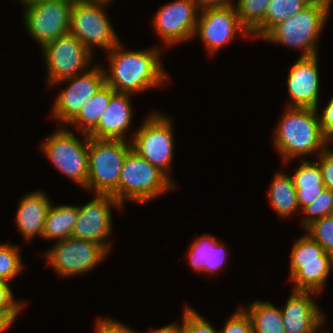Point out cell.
Returning <instances> with one entry per match:
<instances>
[{
	"instance_id": "obj_1",
	"label": "cell",
	"mask_w": 333,
	"mask_h": 333,
	"mask_svg": "<svg viewBox=\"0 0 333 333\" xmlns=\"http://www.w3.org/2000/svg\"><path fill=\"white\" fill-rule=\"evenodd\" d=\"M160 52L156 47L128 51L119 42L107 53L110 68H103L105 84L117 93L129 94L164 86L169 76L162 65Z\"/></svg>"
},
{
	"instance_id": "obj_2",
	"label": "cell",
	"mask_w": 333,
	"mask_h": 333,
	"mask_svg": "<svg viewBox=\"0 0 333 333\" xmlns=\"http://www.w3.org/2000/svg\"><path fill=\"white\" fill-rule=\"evenodd\" d=\"M284 112L275 129L274 147L285 164L296 157L318 156L328 146L320 127L319 110L286 106Z\"/></svg>"
},
{
	"instance_id": "obj_3",
	"label": "cell",
	"mask_w": 333,
	"mask_h": 333,
	"mask_svg": "<svg viewBox=\"0 0 333 333\" xmlns=\"http://www.w3.org/2000/svg\"><path fill=\"white\" fill-rule=\"evenodd\" d=\"M331 4L314 0L292 17L275 25L261 40L302 50L300 57L318 55L317 41L328 20Z\"/></svg>"
},
{
	"instance_id": "obj_4",
	"label": "cell",
	"mask_w": 333,
	"mask_h": 333,
	"mask_svg": "<svg viewBox=\"0 0 333 333\" xmlns=\"http://www.w3.org/2000/svg\"><path fill=\"white\" fill-rule=\"evenodd\" d=\"M131 150L130 141L89 137L86 189L94 190V194L112 195L119 202L121 169Z\"/></svg>"
},
{
	"instance_id": "obj_5",
	"label": "cell",
	"mask_w": 333,
	"mask_h": 333,
	"mask_svg": "<svg viewBox=\"0 0 333 333\" xmlns=\"http://www.w3.org/2000/svg\"><path fill=\"white\" fill-rule=\"evenodd\" d=\"M290 258L292 290L321 293L333 268V256L306 233L294 243Z\"/></svg>"
},
{
	"instance_id": "obj_6",
	"label": "cell",
	"mask_w": 333,
	"mask_h": 333,
	"mask_svg": "<svg viewBox=\"0 0 333 333\" xmlns=\"http://www.w3.org/2000/svg\"><path fill=\"white\" fill-rule=\"evenodd\" d=\"M177 187L164 173L131 150L121 169L119 203L123 206L125 200H129L143 204Z\"/></svg>"
},
{
	"instance_id": "obj_7",
	"label": "cell",
	"mask_w": 333,
	"mask_h": 333,
	"mask_svg": "<svg viewBox=\"0 0 333 333\" xmlns=\"http://www.w3.org/2000/svg\"><path fill=\"white\" fill-rule=\"evenodd\" d=\"M170 116L159 112L148 115L142 126L128 138L132 150L164 173L172 182L168 173L173 161L174 134Z\"/></svg>"
},
{
	"instance_id": "obj_8",
	"label": "cell",
	"mask_w": 333,
	"mask_h": 333,
	"mask_svg": "<svg viewBox=\"0 0 333 333\" xmlns=\"http://www.w3.org/2000/svg\"><path fill=\"white\" fill-rule=\"evenodd\" d=\"M58 128L41 143V150L54 167L85 189L88 180L89 136L82 133L84 140L81 141L64 125Z\"/></svg>"
},
{
	"instance_id": "obj_9",
	"label": "cell",
	"mask_w": 333,
	"mask_h": 333,
	"mask_svg": "<svg viewBox=\"0 0 333 333\" xmlns=\"http://www.w3.org/2000/svg\"><path fill=\"white\" fill-rule=\"evenodd\" d=\"M106 4L80 1L72 5L69 33L92 53L95 47L110 51L120 39L105 12Z\"/></svg>"
},
{
	"instance_id": "obj_10",
	"label": "cell",
	"mask_w": 333,
	"mask_h": 333,
	"mask_svg": "<svg viewBox=\"0 0 333 333\" xmlns=\"http://www.w3.org/2000/svg\"><path fill=\"white\" fill-rule=\"evenodd\" d=\"M41 48L49 86L79 75L91 67L93 53L71 33L62 35Z\"/></svg>"
},
{
	"instance_id": "obj_11",
	"label": "cell",
	"mask_w": 333,
	"mask_h": 333,
	"mask_svg": "<svg viewBox=\"0 0 333 333\" xmlns=\"http://www.w3.org/2000/svg\"><path fill=\"white\" fill-rule=\"evenodd\" d=\"M108 254L101 244L70 236L44 252V258L57 275L73 277L90 272Z\"/></svg>"
},
{
	"instance_id": "obj_12",
	"label": "cell",
	"mask_w": 333,
	"mask_h": 333,
	"mask_svg": "<svg viewBox=\"0 0 333 333\" xmlns=\"http://www.w3.org/2000/svg\"><path fill=\"white\" fill-rule=\"evenodd\" d=\"M24 4L23 22L40 47L69 33L73 4L64 1L19 0Z\"/></svg>"
},
{
	"instance_id": "obj_13",
	"label": "cell",
	"mask_w": 333,
	"mask_h": 333,
	"mask_svg": "<svg viewBox=\"0 0 333 333\" xmlns=\"http://www.w3.org/2000/svg\"><path fill=\"white\" fill-rule=\"evenodd\" d=\"M237 34L252 38L250 32L241 24L233 3L201 10L193 38L199 35L207 51L214 55L225 44L233 41Z\"/></svg>"
},
{
	"instance_id": "obj_14",
	"label": "cell",
	"mask_w": 333,
	"mask_h": 333,
	"mask_svg": "<svg viewBox=\"0 0 333 333\" xmlns=\"http://www.w3.org/2000/svg\"><path fill=\"white\" fill-rule=\"evenodd\" d=\"M71 82L58 94L51 108L53 119L64 126L78 114L82 106L105 84L103 67L94 65L88 71L61 80L53 86ZM61 121V122H60Z\"/></svg>"
},
{
	"instance_id": "obj_15",
	"label": "cell",
	"mask_w": 333,
	"mask_h": 333,
	"mask_svg": "<svg viewBox=\"0 0 333 333\" xmlns=\"http://www.w3.org/2000/svg\"><path fill=\"white\" fill-rule=\"evenodd\" d=\"M112 207L122 209V205L109 194H96L93 200L78 206V218L71 236L101 244L110 252L109 236L113 231Z\"/></svg>"
},
{
	"instance_id": "obj_16",
	"label": "cell",
	"mask_w": 333,
	"mask_h": 333,
	"mask_svg": "<svg viewBox=\"0 0 333 333\" xmlns=\"http://www.w3.org/2000/svg\"><path fill=\"white\" fill-rule=\"evenodd\" d=\"M200 10L192 0H174L159 8L153 17V28L163 46L193 39Z\"/></svg>"
},
{
	"instance_id": "obj_17",
	"label": "cell",
	"mask_w": 333,
	"mask_h": 333,
	"mask_svg": "<svg viewBox=\"0 0 333 333\" xmlns=\"http://www.w3.org/2000/svg\"><path fill=\"white\" fill-rule=\"evenodd\" d=\"M318 55L298 57L287 75L288 107H309L318 109L320 79Z\"/></svg>"
},
{
	"instance_id": "obj_18",
	"label": "cell",
	"mask_w": 333,
	"mask_h": 333,
	"mask_svg": "<svg viewBox=\"0 0 333 333\" xmlns=\"http://www.w3.org/2000/svg\"><path fill=\"white\" fill-rule=\"evenodd\" d=\"M292 291L286 304L281 309L285 332L318 333L326 317L313 298V294L317 293Z\"/></svg>"
},
{
	"instance_id": "obj_19",
	"label": "cell",
	"mask_w": 333,
	"mask_h": 333,
	"mask_svg": "<svg viewBox=\"0 0 333 333\" xmlns=\"http://www.w3.org/2000/svg\"><path fill=\"white\" fill-rule=\"evenodd\" d=\"M130 97L129 93L115 92L97 126L88 136L96 139L127 140L125 132L129 131L133 118Z\"/></svg>"
},
{
	"instance_id": "obj_20",
	"label": "cell",
	"mask_w": 333,
	"mask_h": 333,
	"mask_svg": "<svg viewBox=\"0 0 333 333\" xmlns=\"http://www.w3.org/2000/svg\"><path fill=\"white\" fill-rule=\"evenodd\" d=\"M51 200L45 192L32 191L27 193L19 202L16 212V226L27 241L30 242L36 235L42 237L44 223Z\"/></svg>"
},
{
	"instance_id": "obj_21",
	"label": "cell",
	"mask_w": 333,
	"mask_h": 333,
	"mask_svg": "<svg viewBox=\"0 0 333 333\" xmlns=\"http://www.w3.org/2000/svg\"><path fill=\"white\" fill-rule=\"evenodd\" d=\"M223 243L209 234L197 237L189 247V266L199 273L209 272V275L218 273L228 258Z\"/></svg>"
},
{
	"instance_id": "obj_22",
	"label": "cell",
	"mask_w": 333,
	"mask_h": 333,
	"mask_svg": "<svg viewBox=\"0 0 333 333\" xmlns=\"http://www.w3.org/2000/svg\"><path fill=\"white\" fill-rule=\"evenodd\" d=\"M301 164L293 171V182L296 188L297 202L302 210L314 202L325 190L322 171L319 163L301 160Z\"/></svg>"
},
{
	"instance_id": "obj_23",
	"label": "cell",
	"mask_w": 333,
	"mask_h": 333,
	"mask_svg": "<svg viewBox=\"0 0 333 333\" xmlns=\"http://www.w3.org/2000/svg\"><path fill=\"white\" fill-rule=\"evenodd\" d=\"M269 188L268 199L279 218H288L298 210L301 211L291 175L283 171L277 172Z\"/></svg>"
},
{
	"instance_id": "obj_24",
	"label": "cell",
	"mask_w": 333,
	"mask_h": 333,
	"mask_svg": "<svg viewBox=\"0 0 333 333\" xmlns=\"http://www.w3.org/2000/svg\"><path fill=\"white\" fill-rule=\"evenodd\" d=\"M114 93L111 86L104 84L67 125L77 127L81 133L88 135L97 126Z\"/></svg>"
},
{
	"instance_id": "obj_25",
	"label": "cell",
	"mask_w": 333,
	"mask_h": 333,
	"mask_svg": "<svg viewBox=\"0 0 333 333\" xmlns=\"http://www.w3.org/2000/svg\"><path fill=\"white\" fill-rule=\"evenodd\" d=\"M78 218V207L69 205H56L49 208L42 237L48 240L61 241L69 238L73 233Z\"/></svg>"
},
{
	"instance_id": "obj_26",
	"label": "cell",
	"mask_w": 333,
	"mask_h": 333,
	"mask_svg": "<svg viewBox=\"0 0 333 333\" xmlns=\"http://www.w3.org/2000/svg\"><path fill=\"white\" fill-rule=\"evenodd\" d=\"M314 0H271L265 11L264 22L251 34L260 40L278 23L302 11Z\"/></svg>"
},
{
	"instance_id": "obj_27",
	"label": "cell",
	"mask_w": 333,
	"mask_h": 333,
	"mask_svg": "<svg viewBox=\"0 0 333 333\" xmlns=\"http://www.w3.org/2000/svg\"><path fill=\"white\" fill-rule=\"evenodd\" d=\"M244 309L251 318L254 333H286L280 307L257 300Z\"/></svg>"
},
{
	"instance_id": "obj_28",
	"label": "cell",
	"mask_w": 333,
	"mask_h": 333,
	"mask_svg": "<svg viewBox=\"0 0 333 333\" xmlns=\"http://www.w3.org/2000/svg\"><path fill=\"white\" fill-rule=\"evenodd\" d=\"M271 0H237V14L241 24L252 34L263 22Z\"/></svg>"
},
{
	"instance_id": "obj_29",
	"label": "cell",
	"mask_w": 333,
	"mask_h": 333,
	"mask_svg": "<svg viewBox=\"0 0 333 333\" xmlns=\"http://www.w3.org/2000/svg\"><path fill=\"white\" fill-rule=\"evenodd\" d=\"M19 247L9 243L0 244V280L10 282L24 269Z\"/></svg>"
},
{
	"instance_id": "obj_30",
	"label": "cell",
	"mask_w": 333,
	"mask_h": 333,
	"mask_svg": "<svg viewBox=\"0 0 333 333\" xmlns=\"http://www.w3.org/2000/svg\"><path fill=\"white\" fill-rule=\"evenodd\" d=\"M301 211L305 214L301 222L303 228L318 219L333 215V191L325 189L314 202L305 206Z\"/></svg>"
},
{
	"instance_id": "obj_31",
	"label": "cell",
	"mask_w": 333,
	"mask_h": 333,
	"mask_svg": "<svg viewBox=\"0 0 333 333\" xmlns=\"http://www.w3.org/2000/svg\"><path fill=\"white\" fill-rule=\"evenodd\" d=\"M305 230L326 253L333 256V215L312 222Z\"/></svg>"
},
{
	"instance_id": "obj_32",
	"label": "cell",
	"mask_w": 333,
	"mask_h": 333,
	"mask_svg": "<svg viewBox=\"0 0 333 333\" xmlns=\"http://www.w3.org/2000/svg\"><path fill=\"white\" fill-rule=\"evenodd\" d=\"M182 321V333H219L191 306H186L183 310Z\"/></svg>"
},
{
	"instance_id": "obj_33",
	"label": "cell",
	"mask_w": 333,
	"mask_h": 333,
	"mask_svg": "<svg viewBox=\"0 0 333 333\" xmlns=\"http://www.w3.org/2000/svg\"><path fill=\"white\" fill-rule=\"evenodd\" d=\"M227 320L224 329L218 330L219 333H254L251 318L243 306L236 309Z\"/></svg>"
},
{
	"instance_id": "obj_34",
	"label": "cell",
	"mask_w": 333,
	"mask_h": 333,
	"mask_svg": "<svg viewBox=\"0 0 333 333\" xmlns=\"http://www.w3.org/2000/svg\"><path fill=\"white\" fill-rule=\"evenodd\" d=\"M318 156L325 189L333 191V149L328 145Z\"/></svg>"
},
{
	"instance_id": "obj_35",
	"label": "cell",
	"mask_w": 333,
	"mask_h": 333,
	"mask_svg": "<svg viewBox=\"0 0 333 333\" xmlns=\"http://www.w3.org/2000/svg\"><path fill=\"white\" fill-rule=\"evenodd\" d=\"M9 282L0 280V310H23L25 302L14 300Z\"/></svg>"
},
{
	"instance_id": "obj_36",
	"label": "cell",
	"mask_w": 333,
	"mask_h": 333,
	"mask_svg": "<svg viewBox=\"0 0 333 333\" xmlns=\"http://www.w3.org/2000/svg\"><path fill=\"white\" fill-rule=\"evenodd\" d=\"M96 333H139L113 318H100L96 322Z\"/></svg>"
},
{
	"instance_id": "obj_37",
	"label": "cell",
	"mask_w": 333,
	"mask_h": 333,
	"mask_svg": "<svg viewBox=\"0 0 333 333\" xmlns=\"http://www.w3.org/2000/svg\"><path fill=\"white\" fill-rule=\"evenodd\" d=\"M318 113L320 127L324 137L329 140L333 136V97L326 104L325 109Z\"/></svg>"
},
{
	"instance_id": "obj_38",
	"label": "cell",
	"mask_w": 333,
	"mask_h": 333,
	"mask_svg": "<svg viewBox=\"0 0 333 333\" xmlns=\"http://www.w3.org/2000/svg\"><path fill=\"white\" fill-rule=\"evenodd\" d=\"M19 312L21 310H0V333L12 326Z\"/></svg>"
},
{
	"instance_id": "obj_39",
	"label": "cell",
	"mask_w": 333,
	"mask_h": 333,
	"mask_svg": "<svg viewBox=\"0 0 333 333\" xmlns=\"http://www.w3.org/2000/svg\"><path fill=\"white\" fill-rule=\"evenodd\" d=\"M201 11L207 8L222 7L233 4L232 0H192Z\"/></svg>"
},
{
	"instance_id": "obj_40",
	"label": "cell",
	"mask_w": 333,
	"mask_h": 333,
	"mask_svg": "<svg viewBox=\"0 0 333 333\" xmlns=\"http://www.w3.org/2000/svg\"><path fill=\"white\" fill-rule=\"evenodd\" d=\"M178 323H173L167 326H162L159 329H153L147 333H182V325Z\"/></svg>"
},
{
	"instance_id": "obj_41",
	"label": "cell",
	"mask_w": 333,
	"mask_h": 333,
	"mask_svg": "<svg viewBox=\"0 0 333 333\" xmlns=\"http://www.w3.org/2000/svg\"><path fill=\"white\" fill-rule=\"evenodd\" d=\"M83 1L89 2V3H103L108 6L109 5L108 3H111V1H113V0H83Z\"/></svg>"
},
{
	"instance_id": "obj_42",
	"label": "cell",
	"mask_w": 333,
	"mask_h": 333,
	"mask_svg": "<svg viewBox=\"0 0 333 333\" xmlns=\"http://www.w3.org/2000/svg\"><path fill=\"white\" fill-rule=\"evenodd\" d=\"M45 1H51V0H45ZM53 1H64L70 4H75L77 2L83 1V0H53Z\"/></svg>"
},
{
	"instance_id": "obj_43",
	"label": "cell",
	"mask_w": 333,
	"mask_h": 333,
	"mask_svg": "<svg viewBox=\"0 0 333 333\" xmlns=\"http://www.w3.org/2000/svg\"><path fill=\"white\" fill-rule=\"evenodd\" d=\"M332 138H333V136L328 140V144H330L332 142Z\"/></svg>"
},
{
	"instance_id": "obj_44",
	"label": "cell",
	"mask_w": 333,
	"mask_h": 333,
	"mask_svg": "<svg viewBox=\"0 0 333 333\" xmlns=\"http://www.w3.org/2000/svg\"><path fill=\"white\" fill-rule=\"evenodd\" d=\"M321 333H330L329 330L328 331H324L322 332L321 330H319Z\"/></svg>"
},
{
	"instance_id": "obj_45",
	"label": "cell",
	"mask_w": 333,
	"mask_h": 333,
	"mask_svg": "<svg viewBox=\"0 0 333 333\" xmlns=\"http://www.w3.org/2000/svg\"><path fill=\"white\" fill-rule=\"evenodd\" d=\"M324 1H327V2H329L330 4L332 3V0H324Z\"/></svg>"
}]
</instances>
